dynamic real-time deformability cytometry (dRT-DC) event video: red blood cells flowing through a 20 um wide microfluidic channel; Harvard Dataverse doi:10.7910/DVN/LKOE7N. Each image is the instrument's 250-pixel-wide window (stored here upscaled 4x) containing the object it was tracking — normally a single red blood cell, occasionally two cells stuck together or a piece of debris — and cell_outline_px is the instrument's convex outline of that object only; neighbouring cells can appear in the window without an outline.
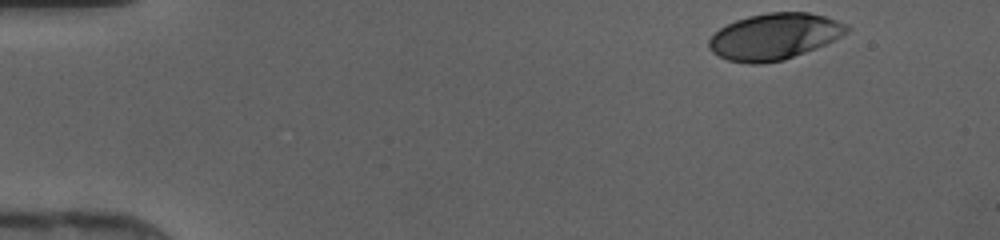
{"species": "human", "species_latin": "Homo sapiens", "temperature_condition": "cold", "stored_images_in_passage": 35, "camera_frame_rate_fps": 3000, "um_per_image_px": 0.085, "donor": {"sex": "female"}, "frame": {"image": 1, "passage_image": 1, "time_ms": 0.0, "image_size_px": [1000, 240], "cell_outline_px": [[852, 28], [848, 32], [816, 48], [784, 60], [760, 64], [748, 64], [728, 60], [712, 52], [708, 48], [708, 40], [720, 28], [736, 20], [748, 16], [768, 12], [808, 12], [824, 16], [848, 24]], "centroid_in_image_um": [65.82, 3.1], "position_along_channel_um": 19.2, "area_um2": 37.17}}
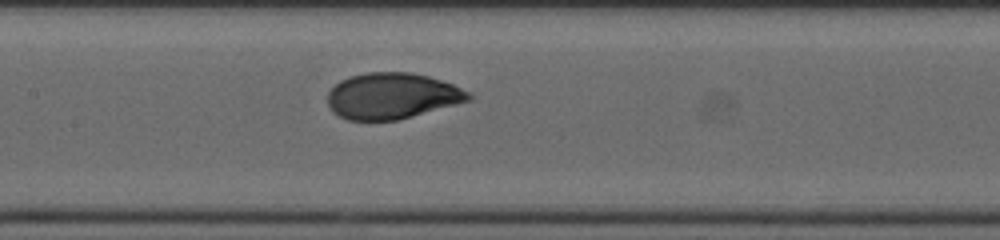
{"frame": {"image": 2, "passage_image": 19, "time_ms": 6.0, "image_size_px": [1000, 240], "cell_outline_px": [[472, 100], [396, 120], [348, 120], [332, 112], [328, 104], [328, 92], [340, 80], [352, 76], [368, 72], [412, 72], [428, 76], [452, 84], [468, 92], [472, 96]], "centroid_in_image_um": [33.31, 8.15], "position_along_channel_um": 174.1, "area_um2": 37.57}}
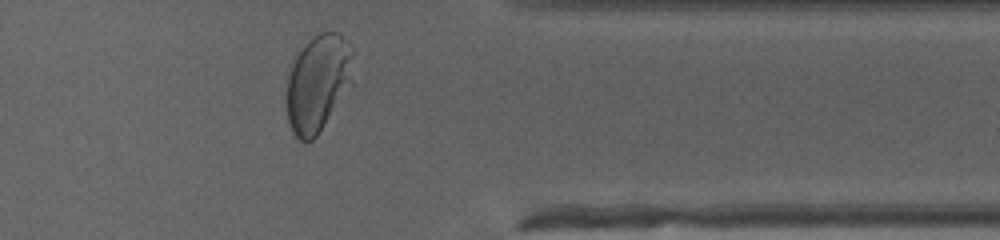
{"frame": {"image": 3, "passage_image": 34, "time_ms": 11.0, "image_size_px": [1000, 240], "cell_outline_px": [[352, 56], [344, 84], [316, 136], [312, 140], [304, 144], [296, 140], [292, 132], [288, 120], [288, 76], [292, 56], [308, 40], [320, 32], [336, 32], [348, 40], [352, 48]], "centroid_in_image_um": [26.88, 6.99], "position_along_channel_um": 384.5, "area_um2": 35.6}}